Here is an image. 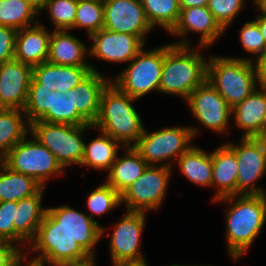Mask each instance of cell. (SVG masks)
Wrapping results in <instances>:
<instances>
[{
  "mask_svg": "<svg viewBox=\"0 0 266 266\" xmlns=\"http://www.w3.org/2000/svg\"><path fill=\"white\" fill-rule=\"evenodd\" d=\"M207 7L219 25L226 30L244 7V0H209Z\"/></svg>",
  "mask_w": 266,
  "mask_h": 266,
  "instance_id": "cell-37",
  "label": "cell"
},
{
  "mask_svg": "<svg viewBox=\"0 0 266 266\" xmlns=\"http://www.w3.org/2000/svg\"><path fill=\"white\" fill-rule=\"evenodd\" d=\"M253 3L266 12V0H254Z\"/></svg>",
  "mask_w": 266,
  "mask_h": 266,
  "instance_id": "cell-49",
  "label": "cell"
},
{
  "mask_svg": "<svg viewBox=\"0 0 266 266\" xmlns=\"http://www.w3.org/2000/svg\"><path fill=\"white\" fill-rule=\"evenodd\" d=\"M170 266H185V265H170ZM186 266H188V265H186ZM189 266H196V265H189ZM197 266H199V265H197Z\"/></svg>",
  "mask_w": 266,
  "mask_h": 266,
  "instance_id": "cell-50",
  "label": "cell"
},
{
  "mask_svg": "<svg viewBox=\"0 0 266 266\" xmlns=\"http://www.w3.org/2000/svg\"><path fill=\"white\" fill-rule=\"evenodd\" d=\"M3 163V159L0 157V165Z\"/></svg>",
  "mask_w": 266,
  "mask_h": 266,
  "instance_id": "cell-52",
  "label": "cell"
},
{
  "mask_svg": "<svg viewBox=\"0 0 266 266\" xmlns=\"http://www.w3.org/2000/svg\"><path fill=\"white\" fill-rule=\"evenodd\" d=\"M186 40L165 46L159 92L181 96L185 100L207 80L208 61L189 47Z\"/></svg>",
  "mask_w": 266,
  "mask_h": 266,
  "instance_id": "cell-1",
  "label": "cell"
},
{
  "mask_svg": "<svg viewBox=\"0 0 266 266\" xmlns=\"http://www.w3.org/2000/svg\"><path fill=\"white\" fill-rule=\"evenodd\" d=\"M93 125L54 124L34 121L30 124V133L56 158L63 169L69 165H80L84 156L85 142L82 134Z\"/></svg>",
  "mask_w": 266,
  "mask_h": 266,
  "instance_id": "cell-6",
  "label": "cell"
},
{
  "mask_svg": "<svg viewBox=\"0 0 266 266\" xmlns=\"http://www.w3.org/2000/svg\"><path fill=\"white\" fill-rule=\"evenodd\" d=\"M17 31L0 25V64L14 59Z\"/></svg>",
  "mask_w": 266,
  "mask_h": 266,
  "instance_id": "cell-40",
  "label": "cell"
},
{
  "mask_svg": "<svg viewBox=\"0 0 266 266\" xmlns=\"http://www.w3.org/2000/svg\"><path fill=\"white\" fill-rule=\"evenodd\" d=\"M241 43L244 49L259 58L266 50L265 41L259 29V25L253 20L247 22L241 29Z\"/></svg>",
  "mask_w": 266,
  "mask_h": 266,
  "instance_id": "cell-38",
  "label": "cell"
},
{
  "mask_svg": "<svg viewBox=\"0 0 266 266\" xmlns=\"http://www.w3.org/2000/svg\"><path fill=\"white\" fill-rule=\"evenodd\" d=\"M47 210L60 222L69 234L74 237L81 248L91 257L96 251L93 247L98 243L104 228L97 220H92L89 215L75 210L69 206L51 207Z\"/></svg>",
  "mask_w": 266,
  "mask_h": 266,
  "instance_id": "cell-18",
  "label": "cell"
},
{
  "mask_svg": "<svg viewBox=\"0 0 266 266\" xmlns=\"http://www.w3.org/2000/svg\"><path fill=\"white\" fill-rule=\"evenodd\" d=\"M21 112L24 111L7 108L0 110V157L2 159L30 131V123L23 120Z\"/></svg>",
  "mask_w": 266,
  "mask_h": 266,
  "instance_id": "cell-29",
  "label": "cell"
},
{
  "mask_svg": "<svg viewBox=\"0 0 266 266\" xmlns=\"http://www.w3.org/2000/svg\"><path fill=\"white\" fill-rule=\"evenodd\" d=\"M26 262L27 261V257L26 256H22L13 266H22L21 262ZM29 264L27 266H44V262L42 261H38L35 259H31V261H28Z\"/></svg>",
  "mask_w": 266,
  "mask_h": 266,
  "instance_id": "cell-47",
  "label": "cell"
},
{
  "mask_svg": "<svg viewBox=\"0 0 266 266\" xmlns=\"http://www.w3.org/2000/svg\"><path fill=\"white\" fill-rule=\"evenodd\" d=\"M236 199V200H235ZM226 213L229 255L236 261L251 246L266 220V194L234 195L215 201H232Z\"/></svg>",
  "mask_w": 266,
  "mask_h": 266,
  "instance_id": "cell-3",
  "label": "cell"
},
{
  "mask_svg": "<svg viewBox=\"0 0 266 266\" xmlns=\"http://www.w3.org/2000/svg\"><path fill=\"white\" fill-rule=\"evenodd\" d=\"M209 0H179L180 8L204 7L208 5Z\"/></svg>",
  "mask_w": 266,
  "mask_h": 266,
  "instance_id": "cell-46",
  "label": "cell"
},
{
  "mask_svg": "<svg viewBox=\"0 0 266 266\" xmlns=\"http://www.w3.org/2000/svg\"><path fill=\"white\" fill-rule=\"evenodd\" d=\"M38 12L25 0H0V25L16 30L36 24ZM32 22V23H31ZM34 22V23H33Z\"/></svg>",
  "mask_w": 266,
  "mask_h": 266,
  "instance_id": "cell-32",
  "label": "cell"
},
{
  "mask_svg": "<svg viewBox=\"0 0 266 266\" xmlns=\"http://www.w3.org/2000/svg\"><path fill=\"white\" fill-rule=\"evenodd\" d=\"M124 150L123 157H116L106 181L119 194L135 182L149 165L133 147Z\"/></svg>",
  "mask_w": 266,
  "mask_h": 266,
  "instance_id": "cell-26",
  "label": "cell"
},
{
  "mask_svg": "<svg viewBox=\"0 0 266 266\" xmlns=\"http://www.w3.org/2000/svg\"><path fill=\"white\" fill-rule=\"evenodd\" d=\"M119 144L111 136L101 132V136L91 141L89 145L85 144L84 156L80 166L84 165L98 170H110L118 156L117 149Z\"/></svg>",
  "mask_w": 266,
  "mask_h": 266,
  "instance_id": "cell-30",
  "label": "cell"
},
{
  "mask_svg": "<svg viewBox=\"0 0 266 266\" xmlns=\"http://www.w3.org/2000/svg\"><path fill=\"white\" fill-rule=\"evenodd\" d=\"M86 50L83 42L69 34L68 30H54L49 40L47 62L64 66H91L84 59Z\"/></svg>",
  "mask_w": 266,
  "mask_h": 266,
  "instance_id": "cell-25",
  "label": "cell"
},
{
  "mask_svg": "<svg viewBox=\"0 0 266 266\" xmlns=\"http://www.w3.org/2000/svg\"><path fill=\"white\" fill-rule=\"evenodd\" d=\"M234 152L238 164L236 195H263L255 186L266 172V138H242L241 144L226 143Z\"/></svg>",
  "mask_w": 266,
  "mask_h": 266,
  "instance_id": "cell-12",
  "label": "cell"
},
{
  "mask_svg": "<svg viewBox=\"0 0 266 266\" xmlns=\"http://www.w3.org/2000/svg\"><path fill=\"white\" fill-rule=\"evenodd\" d=\"M258 10L261 11V14L258 15V17H256L254 21L259 25V29L262 34V37L264 38L266 46V12L260 9L259 7Z\"/></svg>",
  "mask_w": 266,
  "mask_h": 266,
  "instance_id": "cell-45",
  "label": "cell"
},
{
  "mask_svg": "<svg viewBox=\"0 0 266 266\" xmlns=\"http://www.w3.org/2000/svg\"><path fill=\"white\" fill-rule=\"evenodd\" d=\"M121 205V195L106 182L93 190L87 198L88 209L92 212L89 216H101L105 212Z\"/></svg>",
  "mask_w": 266,
  "mask_h": 266,
  "instance_id": "cell-34",
  "label": "cell"
},
{
  "mask_svg": "<svg viewBox=\"0 0 266 266\" xmlns=\"http://www.w3.org/2000/svg\"><path fill=\"white\" fill-rule=\"evenodd\" d=\"M3 163L14 172L33 177L43 187L53 174L65 173L61 172L63 168L55 156L35 137L34 140L25 137L19 141L3 159Z\"/></svg>",
  "mask_w": 266,
  "mask_h": 266,
  "instance_id": "cell-9",
  "label": "cell"
},
{
  "mask_svg": "<svg viewBox=\"0 0 266 266\" xmlns=\"http://www.w3.org/2000/svg\"><path fill=\"white\" fill-rule=\"evenodd\" d=\"M32 77L41 84V88H55L54 64L44 62L33 67Z\"/></svg>",
  "mask_w": 266,
  "mask_h": 266,
  "instance_id": "cell-41",
  "label": "cell"
},
{
  "mask_svg": "<svg viewBox=\"0 0 266 266\" xmlns=\"http://www.w3.org/2000/svg\"><path fill=\"white\" fill-rule=\"evenodd\" d=\"M128 266H148V265L144 264V265H128Z\"/></svg>",
  "mask_w": 266,
  "mask_h": 266,
  "instance_id": "cell-51",
  "label": "cell"
},
{
  "mask_svg": "<svg viewBox=\"0 0 266 266\" xmlns=\"http://www.w3.org/2000/svg\"><path fill=\"white\" fill-rule=\"evenodd\" d=\"M30 244L34 251H41L35 260L46 264L78 261L90 257L48 210L29 246Z\"/></svg>",
  "mask_w": 266,
  "mask_h": 266,
  "instance_id": "cell-7",
  "label": "cell"
},
{
  "mask_svg": "<svg viewBox=\"0 0 266 266\" xmlns=\"http://www.w3.org/2000/svg\"><path fill=\"white\" fill-rule=\"evenodd\" d=\"M89 37L94 43L88 54L108 62L131 61L144 47V42L138 36L116 33L105 28Z\"/></svg>",
  "mask_w": 266,
  "mask_h": 266,
  "instance_id": "cell-17",
  "label": "cell"
},
{
  "mask_svg": "<svg viewBox=\"0 0 266 266\" xmlns=\"http://www.w3.org/2000/svg\"><path fill=\"white\" fill-rule=\"evenodd\" d=\"M179 169L186 178L199 186H212V153L192 146L178 159Z\"/></svg>",
  "mask_w": 266,
  "mask_h": 266,
  "instance_id": "cell-27",
  "label": "cell"
},
{
  "mask_svg": "<svg viewBox=\"0 0 266 266\" xmlns=\"http://www.w3.org/2000/svg\"><path fill=\"white\" fill-rule=\"evenodd\" d=\"M259 87L266 89V50L262 56L254 62Z\"/></svg>",
  "mask_w": 266,
  "mask_h": 266,
  "instance_id": "cell-43",
  "label": "cell"
},
{
  "mask_svg": "<svg viewBox=\"0 0 266 266\" xmlns=\"http://www.w3.org/2000/svg\"><path fill=\"white\" fill-rule=\"evenodd\" d=\"M171 166L170 162L158 167L148 165L142 175L120 194L121 203H125L127 211L146 212L161 205L171 175Z\"/></svg>",
  "mask_w": 266,
  "mask_h": 266,
  "instance_id": "cell-11",
  "label": "cell"
},
{
  "mask_svg": "<svg viewBox=\"0 0 266 266\" xmlns=\"http://www.w3.org/2000/svg\"><path fill=\"white\" fill-rule=\"evenodd\" d=\"M22 252L13 242L0 240V266H13L23 256Z\"/></svg>",
  "mask_w": 266,
  "mask_h": 266,
  "instance_id": "cell-42",
  "label": "cell"
},
{
  "mask_svg": "<svg viewBox=\"0 0 266 266\" xmlns=\"http://www.w3.org/2000/svg\"><path fill=\"white\" fill-rule=\"evenodd\" d=\"M197 131L195 127H166L153 133L145 129L133 148L149 165H156L187 152Z\"/></svg>",
  "mask_w": 266,
  "mask_h": 266,
  "instance_id": "cell-10",
  "label": "cell"
},
{
  "mask_svg": "<svg viewBox=\"0 0 266 266\" xmlns=\"http://www.w3.org/2000/svg\"><path fill=\"white\" fill-rule=\"evenodd\" d=\"M49 10V14L54 30H71L74 27L77 0H47L44 9Z\"/></svg>",
  "mask_w": 266,
  "mask_h": 266,
  "instance_id": "cell-35",
  "label": "cell"
},
{
  "mask_svg": "<svg viewBox=\"0 0 266 266\" xmlns=\"http://www.w3.org/2000/svg\"><path fill=\"white\" fill-rule=\"evenodd\" d=\"M104 27L116 32L138 36L145 43L151 31L141 0H103Z\"/></svg>",
  "mask_w": 266,
  "mask_h": 266,
  "instance_id": "cell-15",
  "label": "cell"
},
{
  "mask_svg": "<svg viewBox=\"0 0 266 266\" xmlns=\"http://www.w3.org/2000/svg\"><path fill=\"white\" fill-rule=\"evenodd\" d=\"M32 67L12 59L0 64V104L23 110L27 103Z\"/></svg>",
  "mask_w": 266,
  "mask_h": 266,
  "instance_id": "cell-16",
  "label": "cell"
},
{
  "mask_svg": "<svg viewBox=\"0 0 266 266\" xmlns=\"http://www.w3.org/2000/svg\"><path fill=\"white\" fill-rule=\"evenodd\" d=\"M193 115L206 128L223 133L226 131L232 107L208 80L198 86L186 100Z\"/></svg>",
  "mask_w": 266,
  "mask_h": 266,
  "instance_id": "cell-14",
  "label": "cell"
},
{
  "mask_svg": "<svg viewBox=\"0 0 266 266\" xmlns=\"http://www.w3.org/2000/svg\"><path fill=\"white\" fill-rule=\"evenodd\" d=\"M146 212L127 211L110 235V252L114 266L147 264L139 246Z\"/></svg>",
  "mask_w": 266,
  "mask_h": 266,
  "instance_id": "cell-13",
  "label": "cell"
},
{
  "mask_svg": "<svg viewBox=\"0 0 266 266\" xmlns=\"http://www.w3.org/2000/svg\"><path fill=\"white\" fill-rule=\"evenodd\" d=\"M259 88L232 108L236 126L244 130L242 138L266 136V89Z\"/></svg>",
  "mask_w": 266,
  "mask_h": 266,
  "instance_id": "cell-19",
  "label": "cell"
},
{
  "mask_svg": "<svg viewBox=\"0 0 266 266\" xmlns=\"http://www.w3.org/2000/svg\"><path fill=\"white\" fill-rule=\"evenodd\" d=\"M207 63V80L233 108L255 89L256 67L251 59L210 56Z\"/></svg>",
  "mask_w": 266,
  "mask_h": 266,
  "instance_id": "cell-4",
  "label": "cell"
},
{
  "mask_svg": "<svg viewBox=\"0 0 266 266\" xmlns=\"http://www.w3.org/2000/svg\"><path fill=\"white\" fill-rule=\"evenodd\" d=\"M238 164L235 152L227 145H221L212 152V186L218 191L215 200L236 195Z\"/></svg>",
  "mask_w": 266,
  "mask_h": 266,
  "instance_id": "cell-24",
  "label": "cell"
},
{
  "mask_svg": "<svg viewBox=\"0 0 266 266\" xmlns=\"http://www.w3.org/2000/svg\"><path fill=\"white\" fill-rule=\"evenodd\" d=\"M51 33L39 22L19 29L16 35L14 59L32 68L47 62Z\"/></svg>",
  "mask_w": 266,
  "mask_h": 266,
  "instance_id": "cell-21",
  "label": "cell"
},
{
  "mask_svg": "<svg viewBox=\"0 0 266 266\" xmlns=\"http://www.w3.org/2000/svg\"><path fill=\"white\" fill-rule=\"evenodd\" d=\"M87 28L88 36L104 27L103 0H77L73 28Z\"/></svg>",
  "mask_w": 266,
  "mask_h": 266,
  "instance_id": "cell-33",
  "label": "cell"
},
{
  "mask_svg": "<svg viewBox=\"0 0 266 266\" xmlns=\"http://www.w3.org/2000/svg\"><path fill=\"white\" fill-rule=\"evenodd\" d=\"M42 187L33 177L14 172L4 163L0 165V202H18L35 195Z\"/></svg>",
  "mask_w": 266,
  "mask_h": 266,
  "instance_id": "cell-28",
  "label": "cell"
},
{
  "mask_svg": "<svg viewBox=\"0 0 266 266\" xmlns=\"http://www.w3.org/2000/svg\"><path fill=\"white\" fill-rule=\"evenodd\" d=\"M110 82L102 73L91 71L72 89L73 107L89 124L96 121L102 92Z\"/></svg>",
  "mask_w": 266,
  "mask_h": 266,
  "instance_id": "cell-22",
  "label": "cell"
},
{
  "mask_svg": "<svg viewBox=\"0 0 266 266\" xmlns=\"http://www.w3.org/2000/svg\"><path fill=\"white\" fill-rule=\"evenodd\" d=\"M94 257H89L87 259H82L78 261H66V262H56V263H49L51 266H95L94 264Z\"/></svg>",
  "mask_w": 266,
  "mask_h": 266,
  "instance_id": "cell-44",
  "label": "cell"
},
{
  "mask_svg": "<svg viewBox=\"0 0 266 266\" xmlns=\"http://www.w3.org/2000/svg\"><path fill=\"white\" fill-rule=\"evenodd\" d=\"M44 188L42 187L35 195L17 202L15 219L13 220L14 243L15 241L16 243H30L36 237L38 227L47 211V208L41 206Z\"/></svg>",
  "mask_w": 266,
  "mask_h": 266,
  "instance_id": "cell-23",
  "label": "cell"
},
{
  "mask_svg": "<svg viewBox=\"0 0 266 266\" xmlns=\"http://www.w3.org/2000/svg\"><path fill=\"white\" fill-rule=\"evenodd\" d=\"M54 89L41 88V84L31 78L27 103L23 109L25 119L30 124L44 121L74 126L90 125L73 107L72 89L65 93Z\"/></svg>",
  "mask_w": 266,
  "mask_h": 266,
  "instance_id": "cell-5",
  "label": "cell"
},
{
  "mask_svg": "<svg viewBox=\"0 0 266 266\" xmlns=\"http://www.w3.org/2000/svg\"><path fill=\"white\" fill-rule=\"evenodd\" d=\"M164 57L165 45L147 52L142 49L111 82L135 99L153 90L159 91Z\"/></svg>",
  "mask_w": 266,
  "mask_h": 266,
  "instance_id": "cell-8",
  "label": "cell"
},
{
  "mask_svg": "<svg viewBox=\"0 0 266 266\" xmlns=\"http://www.w3.org/2000/svg\"><path fill=\"white\" fill-rule=\"evenodd\" d=\"M150 25H156L171 32L180 17L179 0H141Z\"/></svg>",
  "mask_w": 266,
  "mask_h": 266,
  "instance_id": "cell-31",
  "label": "cell"
},
{
  "mask_svg": "<svg viewBox=\"0 0 266 266\" xmlns=\"http://www.w3.org/2000/svg\"><path fill=\"white\" fill-rule=\"evenodd\" d=\"M180 9L178 23L170 32L171 34L184 36L190 31L198 32L201 34L199 47L207 48L224 33L225 30L219 25L207 6Z\"/></svg>",
  "mask_w": 266,
  "mask_h": 266,
  "instance_id": "cell-20",
  "label": "cell"
},
{
  "mask_svg": "<svg viewBox=\"0 0 266 266\" xmlns=\"http://www.w3.org/2000/svg\"><path fill=\"white\" fill-rule=\"evenodd\" d=\"M134 100L110 82L102 92L99 114L93 128L123 143L125 147H133L145 130L132 106Z\"/></svg>",
  "mask_w": 266,
  "mask_h": 266,
  "instance_id": "cell-2",
  "label": "cell"
},
{
  "mask_svg": "<svg viewBox=\"0 0 266 266\" xmlns=\"http://www.w3.org/2000/svg\"><path fill=\"white\" fill-rule=\"evenodd\" d=\"M15 208L17 202H0V240L14 243V224Z\"/></svg>",
  "mask_w": 266,
  "mask_h": 266,
  "instance_id": "cell-39",
  "label": "cell"
},
{
  "mask_svg": "<svg viewBox=\"0 0 266 266\" xmlns=\"http://www.w3.org/2000/svg\"><path fill=\"white\" fill-rule=\"evenodd\" d=\"M91 71L97 72L94 66H64L54 64L55 91L67 92L74 89Z\"/></svg>",
  "mask_w": 266,
  "mask_h": 266,
  "instance_id": "cell-36",
  "label": "cell"
},
{
  "mask_svg": "<svg viewBox=\"0 0 266 266\" xmlns=\"http://www.w3.org/2000/svg\"><path fill=\"white\" fill-rule=\"evenodd\" d=\"M30 5H32L38 13H40L41 10H44L45 4L47 0H25Z\"/></svg>",
  "mask_w": 266,
  "mask_h": 266,
  "instance_id": "cell-48",
  "label": "cell"
}]
</instances>
